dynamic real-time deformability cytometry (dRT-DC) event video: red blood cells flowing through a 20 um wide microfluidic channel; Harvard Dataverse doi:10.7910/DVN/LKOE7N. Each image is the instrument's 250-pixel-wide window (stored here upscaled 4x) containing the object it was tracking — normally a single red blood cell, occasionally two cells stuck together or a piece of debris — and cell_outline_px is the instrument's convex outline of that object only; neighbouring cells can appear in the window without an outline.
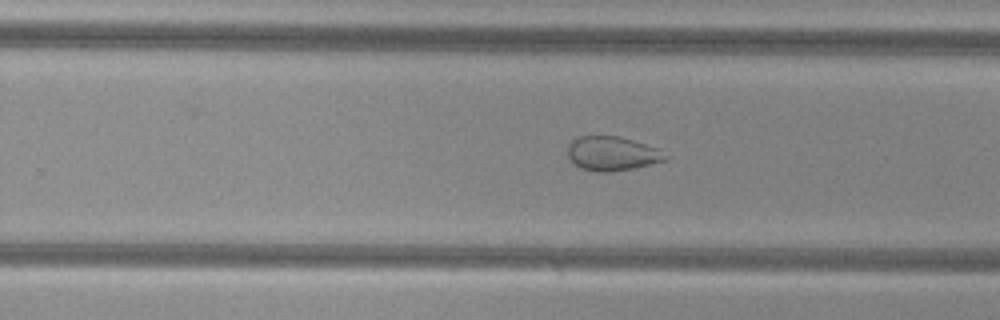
{"species": "common noctule bat (a hibernating species)", "species_latin": "Nyctalus noctula", "temperature_condition": "cold", "stored_images_in_passage": 38, "camera_frame_rate_fps": 3000, "um_per_image_px": 0.085, "animal": {"sex": "female", "body_mass_g": 29.2, "forearm_length_mm": 56.3}, "frame": {"image": 1, "passage_image": 19, "time_ms": 6.0, "image_size_px": [1000, 320], "cell_outline_px": [[668, 160], [636, 168], [608, 172], [596, 172], [580, 168], [568, 156], [568, 144], [576, 136], [620, 136], [660, 148], [668, 156]], "centroid_in_image_um": [52.07, 13.05], "position_along_channel_um": 277.7, "area_um2": 19.77}}
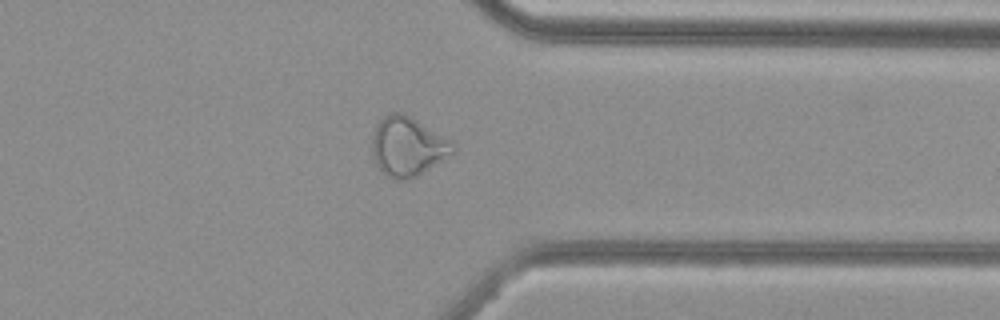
{"frame": {"image": 2, "passage_image": 27, "time_ms": 8.667, "image_size_px": [1000, 320], "cell_outline_px": [[456, 148], [452, 152], [416, 176], [408, 180], [400, 180], [388, 176], [376, 164], [372, 156], [372, 136], [376, 124], [384, 116], [392, 112], [400, 112], [416, 120], [452, 140], [456, 144]], "centroid_in_image_um": [34.62, 12.43], "position_along_channel_um": 376.8, "area_um2": 27.4}}
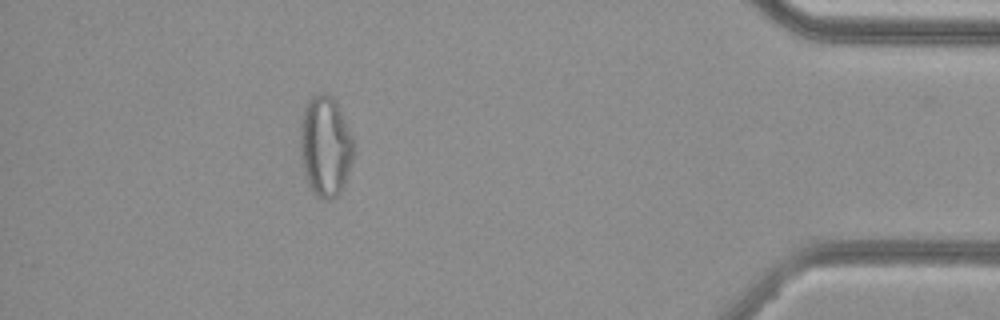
{"frame": {"image": 3, "passage_image": 33, "time_ms": 10.667, "image_size_px": [1000, 320], "cell_outline_px": [[352, 160], [344, 184], [340, 192], [332, 200], [324, 200], [316, 196], [312, 192], [308, 184], [304, 172], [300, 156], [300, 124], [304, 108], [308, 100], [312, 96], [320, 92], [324, 92], [332, 96], [336, 100], [352, 136]], "centroid_in_image_um": [27.62, 12.42], "position_along_channel_um": 407.6, "area_um2": 31.44}, "authors_computed_cell_mechanics": {"area_um2": 25.6632, "velocity_mm_per_s": 3.8325, "shape_relaxation_time_tau1_ms": null, "shape_relaxation_time_tau2_ms": 2.6093, "deformation_change_tau1": null, "deformation_change_tau2": 0.0639}}